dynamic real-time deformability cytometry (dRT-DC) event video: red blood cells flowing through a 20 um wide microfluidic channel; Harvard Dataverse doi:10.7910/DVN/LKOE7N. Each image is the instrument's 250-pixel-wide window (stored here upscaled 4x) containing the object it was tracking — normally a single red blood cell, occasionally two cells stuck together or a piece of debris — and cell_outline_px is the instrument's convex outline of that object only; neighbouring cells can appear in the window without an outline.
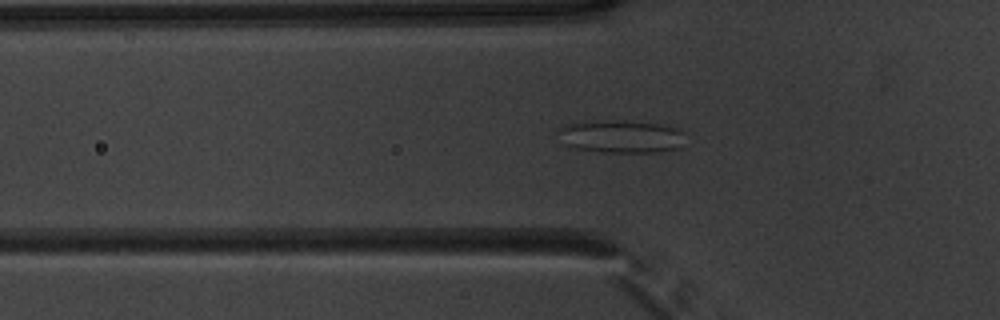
{"species": "common noctule bat (a hibernating species)", "species_latin": "Nyctalus noctula", "temperature_condition": "warm", "stored_images_in_passage": 53, "camera_frame_rate_fps": 3000, "um_per_image_px": 0.085, "animal": {"sex": "male", "body_mass_g": 20.1, "forearm_length_mm": 53.5}, "frame": {"image": 1, "passage_image": 18, "time_ms": 5.667, "image_size_px": [1000, 320], "cell_outline_px": [[684, 132], [680, 148], [660, 152], [600, 152], [576, 148], [564, 144], [556, 132], [564, 124], [604, 120], [624, 120], [660, 124], [676, 128]], "centroid_in_image_um": [52.77, 11.6], "position_along_channel_um": 73.0, "area_um2": 24.45}}
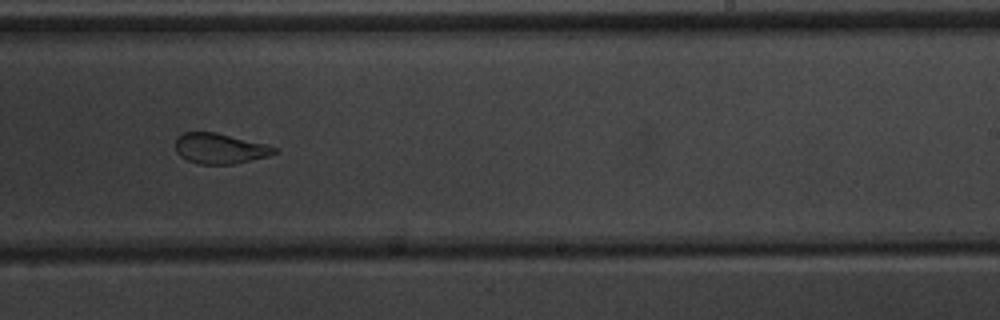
{"frame": {"image": 2, "passage_image": 33, "time_ms": 10.667, "image_size_px": [1000, 320], "cell_outline_px": [[280, 152], [268, 156], [232, 164], [200, 164], [188, 160], [180, 156], [176, 152], [176, 140], [184, 132], [216, 132], [268, 144], [276, 148]], "centroid_in_image_um": [18.73, 12.62], "position_along_channel_um": 270.3, "area_um2": 17.51}}
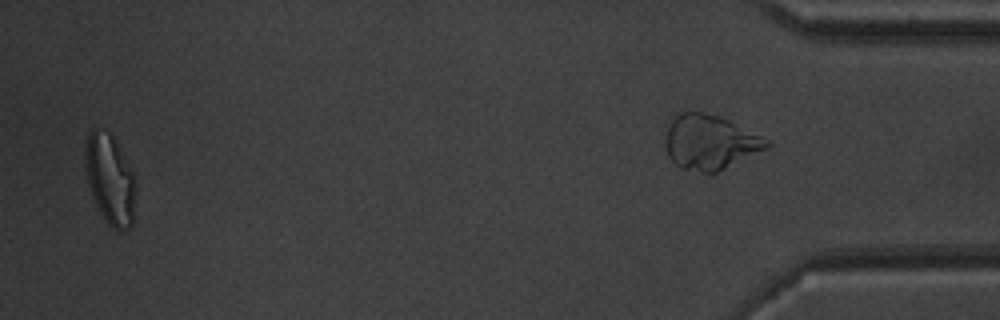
{"frame": {"image": 3, "passage_image": 51, "time_ms": 16.667, "image_size_px": [1000, 320], "cell_outline_px": [[136, 188], [132, 224], [128, 228], [116, 228], [108, 224], [100, 212], [92, 196], [88, 184], [84, 164], [84, 152], [88, 132], [92, 128], [96, 128], [108, 132], [112, 136], [132, 172]], "centroid_in_image_um": [9.31, 15.21], "position_along_channel_um": 425.9, "area_um2": 26.07}, "authors_computed_cell_mechanics": {"area_um2": 23.8136, "velocity_mm_per_s": 3.9299, "shape_relaxation_time_tau1_ms": 6.53, "shape_relaxation_time_tau2_ms": 1.2154, "deformation_change_tau1": 0.1594, "deformation_change_tau2": 0.0824}}